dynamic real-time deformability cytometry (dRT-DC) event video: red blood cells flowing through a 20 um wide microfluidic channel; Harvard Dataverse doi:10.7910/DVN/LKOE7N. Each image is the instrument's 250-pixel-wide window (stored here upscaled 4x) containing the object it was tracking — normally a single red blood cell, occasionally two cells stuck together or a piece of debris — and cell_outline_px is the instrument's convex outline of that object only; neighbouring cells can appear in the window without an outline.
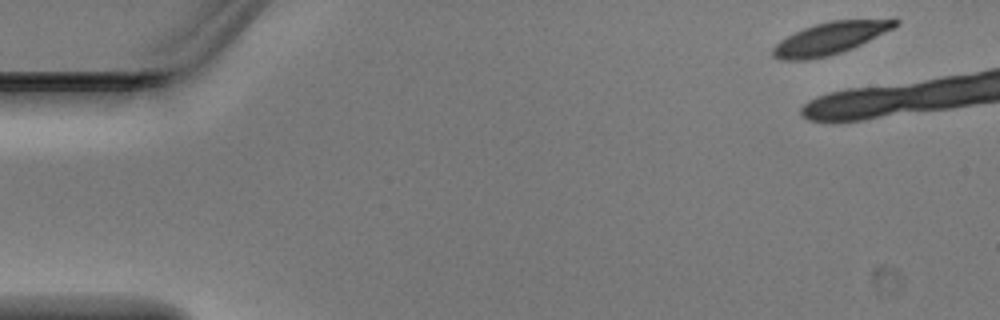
{"species": "Egyptian fruit bat (a non-hibernating species)", "species_latin": "Rousettus aegyptiacus", "temperature_condition": "warm", "stored_images_in_passage": 3, "camera_frame_rate_fps": 3000, "um_per_image_px": 0.085, "animal": {"sex": "male"}, "frame": {"image": 1, "passage_image": 1, "time_ms": 0.0, "image_size_px": [1000, 320], "cell_outline_px": [[900, 24], [852, 48], [828, 56], [808, 60], [780, 60], [772, 56], [772, 48], [780, 40], [804, 28], [816, 24], [832, 20], [892, 16], [896, 16], [900, 20]], "centroid_in_image_um": [70.66, 3.2], "position_along_channel_um": 14.3, "area_um2": 23.35}}